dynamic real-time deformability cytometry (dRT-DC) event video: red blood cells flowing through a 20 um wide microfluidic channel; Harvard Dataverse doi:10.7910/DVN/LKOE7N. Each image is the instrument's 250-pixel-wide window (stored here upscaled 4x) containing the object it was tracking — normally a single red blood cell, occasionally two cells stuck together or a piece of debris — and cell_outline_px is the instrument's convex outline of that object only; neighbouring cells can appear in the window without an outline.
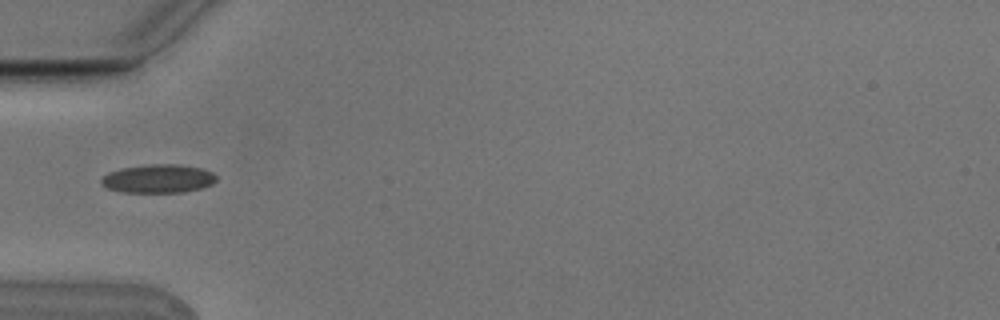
{"species": "Egyptian fruit bat (a non-hibernating species)", "species_latin": "Rousettus aegyptiacus", "temperature_condition": "cold", "stored_images_in_passage": 8, "camera_frame_rate_fps": 3000, "um_per_image_px": 0.085, "animal": {"sex": "male"}, "frame": {"image": 1, "passage_image": 5, "time_ms": 1.333, "image_size_px": [1000, 320], "cell_outline_px": [[216, 180], [212, 184], [200, 188], [184, 192], [124, 192], [108, 188], [100, 184], [100, 180], [108, 172], [120, 168], [148, 164], [176, 164], [200, 168], [212, 172], [216, 176]], "centroid_in_image_um": [13.42, 15.18], "position_along_channel_um": 71.6, "area_um2": 19.07}}
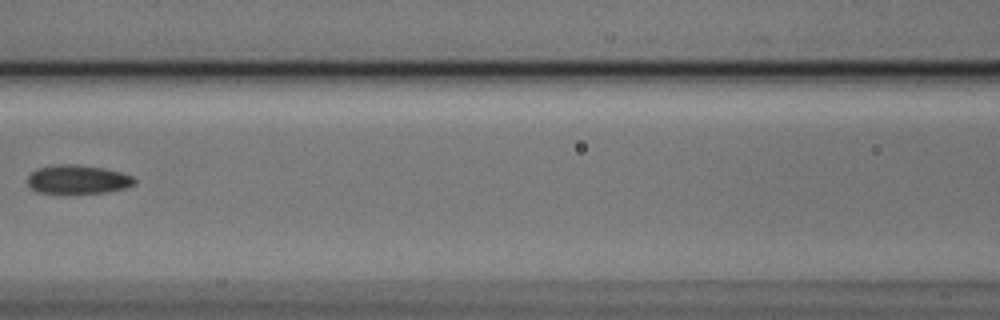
{"frame": {"image": 2, "passage_image": 7, "time_ms": 2.0, "image_size_px": [1000, 320], "cell_outline_px": [[136, 184], [124, 188], [104, 192], [36, 192], [28, 184], [28, 176], [36, 168], [56, 164], [76, 164], [104, 168], [120, 172], [132, 176], [136, 180]], "centroid_in_image_um": [6.61, 15.22], "position_along_channel_um": 160.0, "area_um2": 17.69}}
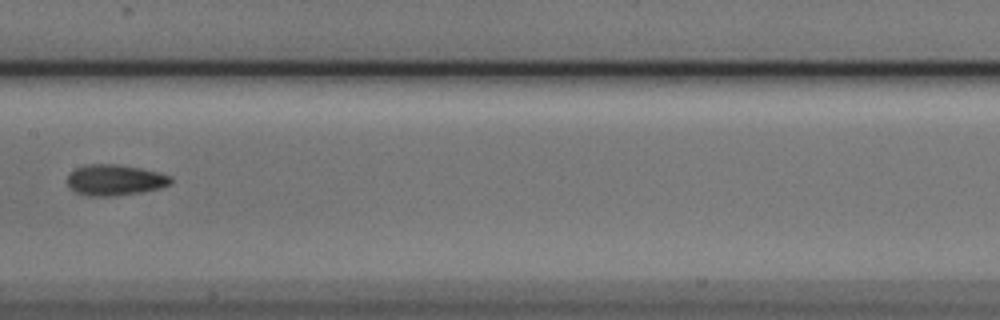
{"frame": {"image": 3, "passage_image": 8, "time_ms": 2.333, "image_size_px": [1000, 320], "cell_outline_px": [[172, 180], [168, 184], [160, 188], [140, 192], [116, 196], [88, 196], [76, 192], [68, 184], [68, 172], [84, 164], [116, 164], [140, 168], [160, 172], [172, 176]], "centroid_in_image_um": [9.76, 15.29], "position_along_channel_um": 197.6, "area_um2": 18.67}}